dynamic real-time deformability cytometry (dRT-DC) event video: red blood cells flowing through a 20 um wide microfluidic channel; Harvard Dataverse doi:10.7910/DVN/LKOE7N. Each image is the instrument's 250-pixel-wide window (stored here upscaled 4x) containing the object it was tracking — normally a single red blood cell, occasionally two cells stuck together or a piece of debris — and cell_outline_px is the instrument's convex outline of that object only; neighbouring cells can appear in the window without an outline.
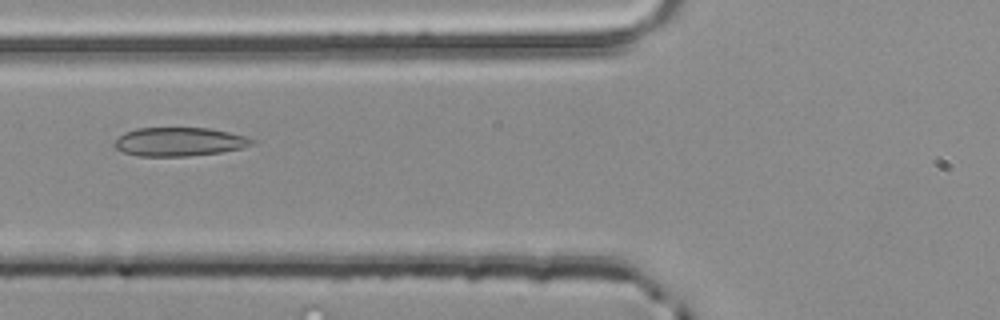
{"species": "common noctule bat (a hibernating species)", "species_latin": "Nyctalus noctula", "temperature_condition": "room temperature", "stored_images_in_passage": 2, "camera_frame_rate_fps": 3000, "um_per_image_px": 0.085, "animal": {"sex": "male", "body_mass_g": 20.4}, "frame": {"image": 1, "passage_image": 2, "time_ms": 0.333, "image_size_px": [1000, 320], "cell_outline_px": [[256, 140], [252, 144], [240, 148], [220, 152], [188, 156], [136, 156], [124, 152], [116, 148], [116, 140], [124, 132], [136, 128], [208, 128], [228, 132], [244, 136]], "centroid_in_image_um": [15.22, 12.05], "position_along_channel_um": 110.6, "area_um2": 22.72}}